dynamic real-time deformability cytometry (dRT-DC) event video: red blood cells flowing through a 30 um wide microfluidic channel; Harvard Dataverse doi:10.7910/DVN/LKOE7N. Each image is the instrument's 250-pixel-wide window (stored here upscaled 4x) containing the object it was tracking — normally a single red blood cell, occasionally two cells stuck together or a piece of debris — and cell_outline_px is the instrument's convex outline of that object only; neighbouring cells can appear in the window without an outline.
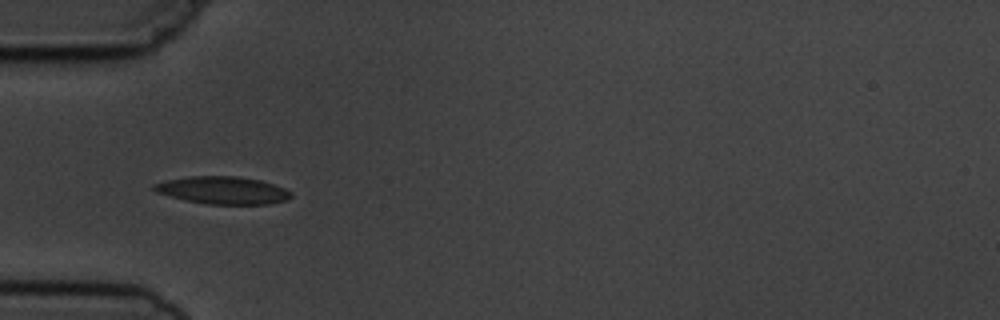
{"species": "common noctule bat (a hibernating species)", "species_latin": "Nyctalus noctula", "temperature_condition": "cold", "stored_images_in_passage": 7, "camera_frame_rate_fps": 3000, "um_per_image_px": 0.085, "animal": {"sex": "male", "body_mass_g": 19.5, "forearm_length_mm": 54.6}, "frame": {"image": 1, "passage_image": 5, "time_ms": 5.667, "image_size_px": [1000, 320], "cell_outline_px": [[292, 196], [288, 200], [268, 204], [204, 204], [184, 200], [156, 192], [152, 188], [152, 184], [164, 180], [188, 176], [236, 176], [260, 180], [284, 188], [292, 192]], "centroid_in_image_um": [18.91, 16.17], "position_along_channel_um": 66.1, "area_um2": 22.14}}
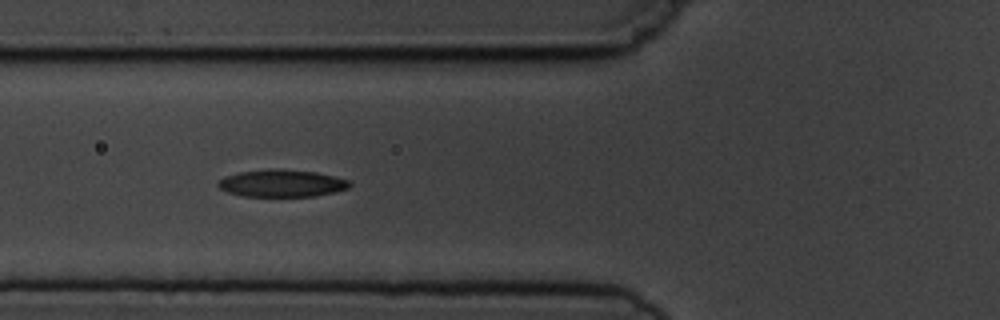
{"frame": {"image": 2, "passage_image": 6, "time_ms": 6.667, "image_size_px": [1000, 320], "cell_outline_px": [[352, 184], [348, 188], [316, 196], [240, 196], [228, 192], [220, 188], [216, 184], [224, 176], [240, 172], [268, 168], [280, 168], [316, 172], [348, 180]], "centroid_in_image_um": [23.92, 15.57], "position_along_channel_um": 101.9, "area_um2": 20.92}}
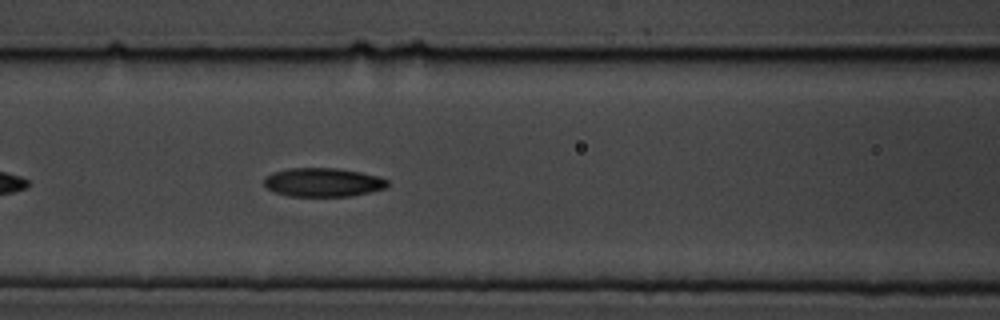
{"frame": {"image": 3, "passage_image": 7, "time_ms": 7.667, "image_size_px": [1000, 320], "cell_outline_px": [[388, 184], [384, 188], [352, 196], [288, 196], [276, 192], [268, 188], [264, 184], [264, 176], [272, 172], [288, 168], [336, 168], [360, 172], [380, 176], [388, 180]], "centroid_in_image_um": [27.43, 15.49], "position_along_channel_um": 139.2, "area_um2": 20.69}}